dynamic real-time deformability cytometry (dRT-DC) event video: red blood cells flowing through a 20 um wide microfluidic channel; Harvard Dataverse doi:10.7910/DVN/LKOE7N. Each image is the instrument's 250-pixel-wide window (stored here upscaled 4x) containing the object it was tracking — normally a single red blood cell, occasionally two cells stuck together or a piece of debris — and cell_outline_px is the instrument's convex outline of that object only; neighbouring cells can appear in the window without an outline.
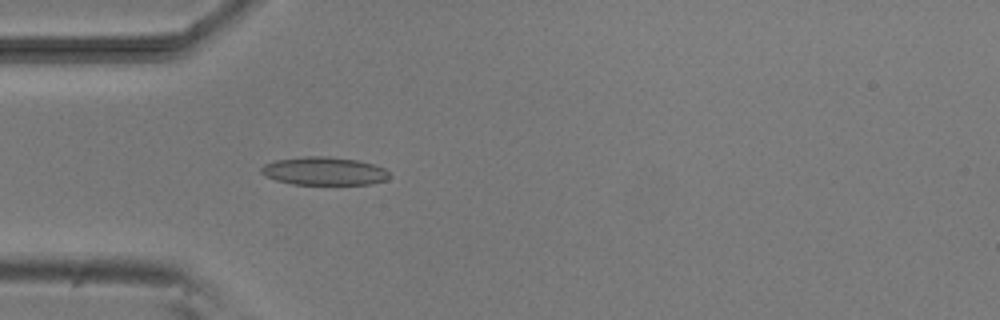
{"species": "common noctule bat (a hibernating species)", "species_latin": "Nyctalus noctula", "temperature_condition": "room temperature", "stored_images_in_passage": 4, "camera_frame_rate_fps": 3000, "um_per_image_px": 0.085, "animal": {"sex": "male", "body_mass_g": 20.5, "forearm_length_mm": 52.5}, "frame": {"image": 1, "passage_image": 4, "time_ms": 4.0, "image_size_px": [1000, 320], "cell_outline_px": [[388, 180], [372, 184], [292, 184], [276, 180], [264, 176], [260, 172], [260, 168], [264, 164], [276, 160], [304, 156], [328, 156], [356, 160], [372, 164], [384, 168], [388, 172]], "centroid_in_image_um": [27.52, 14.54], "position_along_channel_um": 57.5, "area_um2": 21.04}}